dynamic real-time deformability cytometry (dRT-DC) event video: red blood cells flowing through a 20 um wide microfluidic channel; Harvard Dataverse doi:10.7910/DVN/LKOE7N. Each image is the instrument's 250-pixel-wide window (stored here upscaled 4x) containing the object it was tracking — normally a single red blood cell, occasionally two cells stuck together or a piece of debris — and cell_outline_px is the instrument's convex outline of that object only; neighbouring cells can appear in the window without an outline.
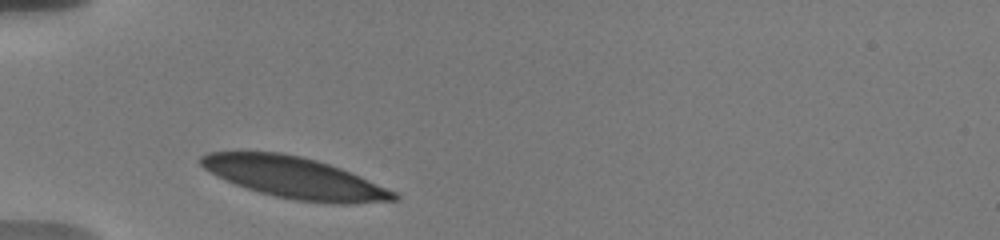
{"species": "human", "species_latin": "Homo sapiens", "temperature_condition": "warm", "stored_images_in_passage": 8, "camera_frame_rate_fps": 3000, "um_per_image_px": 0.085, "donor": {"sex": "male"}, "frame": {"image": 1, "passage_image": 1, "time_ms": 0.0, "image_size_px": [1000, 240], "cell_outline_px": [[400, 200], [352, 204], [336, 204], [296, 200], [276, 196], [260, 192], [224, 180], [216, 176], [204, 168], [200, 164], [200, 156], [208, 152], [280, 152], [300, 156], [316, 160], [340, 168], [360, 176], [396, 192], [400, 196]], "centroid_in_image_um": [25.07, 15.11], "position_along_channel_um": 59.9, "area_um2": 46.18}}
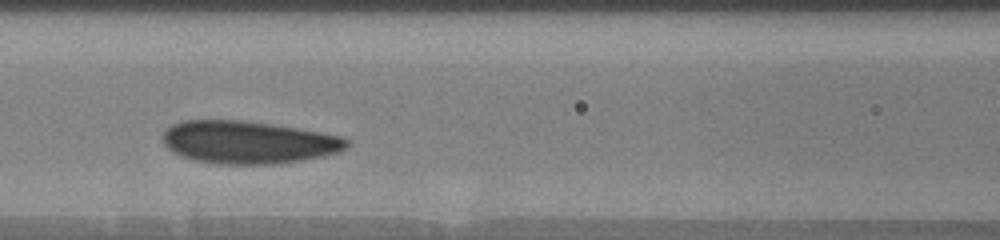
{"frame": {"image": 2, "passage_image": 6, "time_ms": 2.667, "image_size_px": [1000, 240], "cell_outline_px": [[348, 148], [324, 156], [304, 160], [276, 164], [216, 164], [196, 160], [180, 156], [172, 152], [164, 144], [164, 132], [172, 124], [184, 120], [244, 120], [272, 124], [320, 132], [340, 136], [348, 140]], "centroid_in_image_um": [21.1, 12.1], "position_along_channel_um": 145.5, "area_um2": 45.78}}
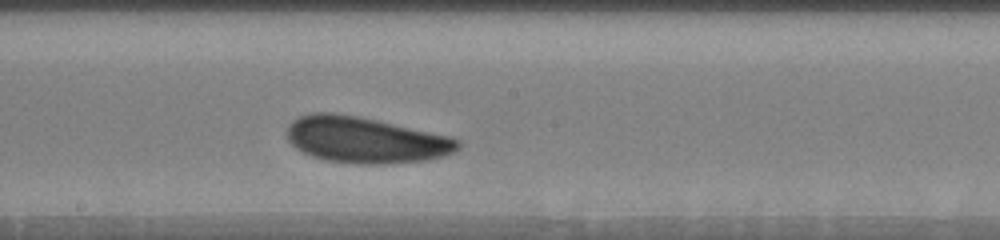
{"frame": {"image": 3, "passage_image": 8, "time_ms": 4.667, "image_size_px": [1000, 240], "cell_outline_px": [[460, 148], [444, 156], [424, 160], [388, 164], [360, 164], [324, 160], [312, 156], [296, 148], [288, 140], [288, 124], [292, 120], [300, 116], [312, 112], [332, 112], [356, 116], [376, 120], [452, 136], [460, 140]], "centroid_in_image_um": [31.07, 11.89], "position_along_channel_um": 217.1, "area_um2": 45.95}}